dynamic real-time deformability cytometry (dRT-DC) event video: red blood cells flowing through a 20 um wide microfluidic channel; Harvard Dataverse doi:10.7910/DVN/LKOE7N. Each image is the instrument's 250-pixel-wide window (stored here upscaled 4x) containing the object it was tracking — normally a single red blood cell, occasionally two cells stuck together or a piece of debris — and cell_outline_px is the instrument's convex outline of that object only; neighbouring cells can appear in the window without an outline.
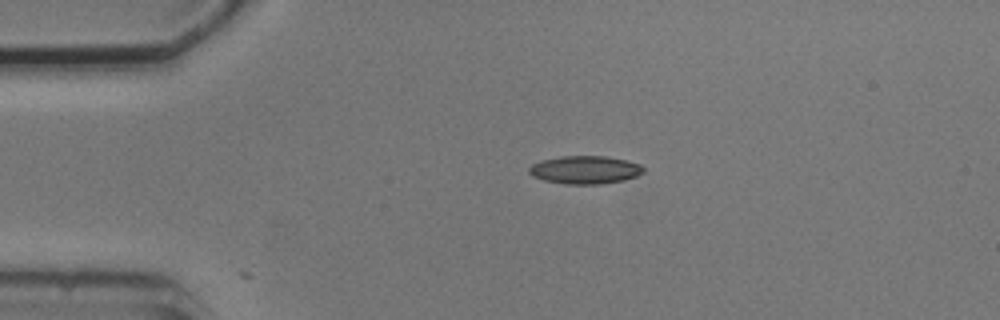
{"species": "common noctule bat (a hibernating species)", "species_latin": "Nyctalus noctula", "temperature_condition": "cold", "stored_images_in_passage": 2, "camera_frame_rate_fps": 3000, "um_per_image_px": 0.085, "animal": {"sex": "male", "body_mass_g": 20.5, "forearm_length_mm": 52.5}, "frame": {"image": 1, "passage_image": 1, "time_ms": 0.0, "image_size_px": [1000, 320], "cell_outline_px": [[644, 172], [636, 176], [624, 180], [600, 184], [568, 184], [544, 180], [532, 176], [528, 172], [528, 168], [532, 164], [540, 160], [560, 156], [604, 156], [624, 160], [640, 164], [644, 168]], "centroid_in_image_um": [49.7, 14.43], "position_along_channel_um": 35.3, "area_um2": 18.67}}